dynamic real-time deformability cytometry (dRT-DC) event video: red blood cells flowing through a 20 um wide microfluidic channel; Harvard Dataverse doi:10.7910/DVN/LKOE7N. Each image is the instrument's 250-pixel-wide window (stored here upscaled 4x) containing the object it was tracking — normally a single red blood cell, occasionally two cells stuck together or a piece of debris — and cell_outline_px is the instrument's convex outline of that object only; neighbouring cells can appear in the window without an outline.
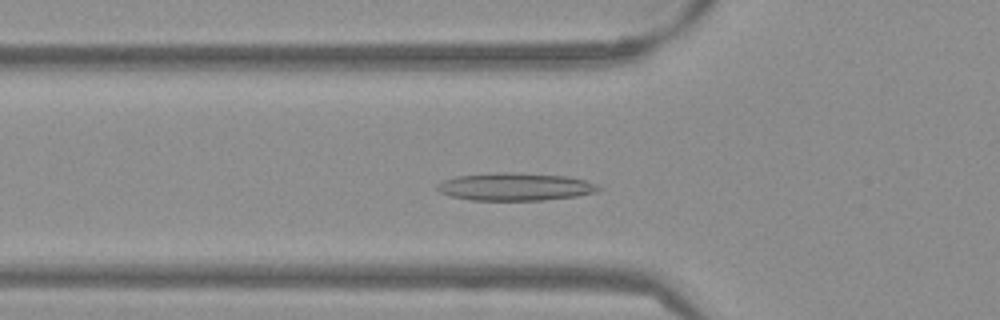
{"species": "Egyptian fruit bat (a non-hibernating species)", "species_latin": "Rousettus aegyptiacus", "temperature_condition": "warm", "stored_images_in_passage": 51, "camera_frame_rate_fps": 3000, "um_per_image_px": 0.085, "frame": {"image": 1, "passage_image": 16, "time_ms": 5.0, "image_size_px": [1000, 320], "cell_outline_px": [[604, 188], [596, 192], [576, 196], [544, 200], [472, 200], [452, 196], [440, 192], [436, 188], [436, 184], [444, 180], [456, 176], [500, 172], [512, 172], [568, 176], [584, 180], [596, 184]], "centroid_in_image_um": [43.81, 15.87], "position_along_channel_um": 82.0, "area_um2": 26.07}}
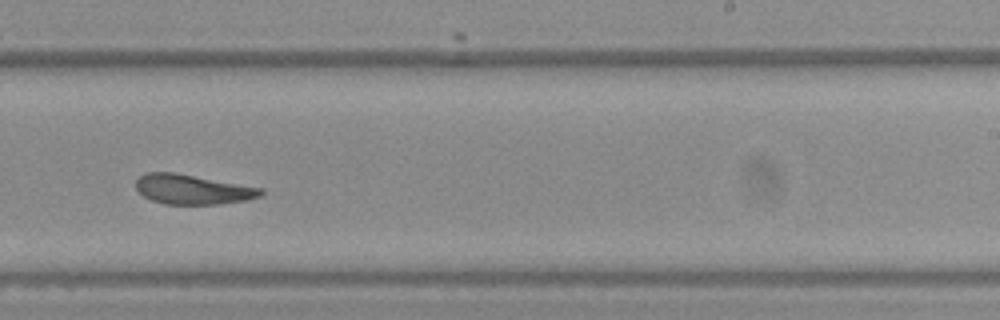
{"frame": {"image": 2, "passage_image": 31, "time_ms": 10.0, "image_size_px": [1000, 320], "cell_outline_px": [[264, 192], [260, 196], [248, 200], [220, 204], [164, 204], [152, 200], [144, 196], [136, 188], [136, 180], [144, 172], [176, 172], [264, 188]], "centroid_in_image_um": [16.39, 16.09], "position_along_channel_um": 272.6, "area_um2": 21.85}}
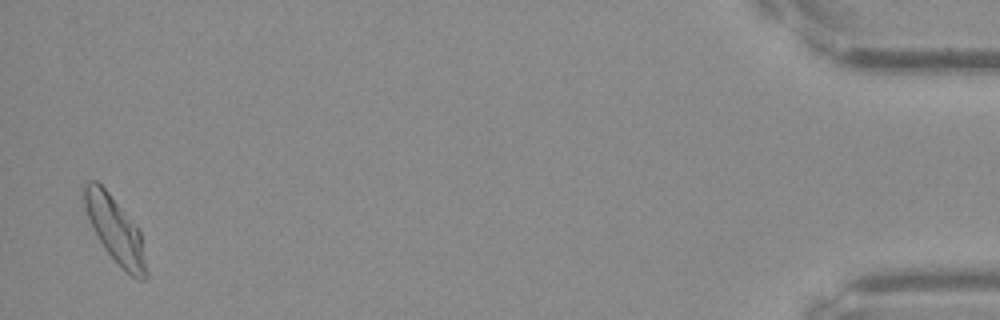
{"frame": {"image": 3, "passage_image": 50, "time_ms": 16.333, "image_size_px": [1000, 320], "cell_outline_px": [[148, 276], [144, 280], [136, 280], [104, 248], [96, 236], [92, 228], [84, 208], [80, 184], [84, 180], [96, 180], [108, 192], [140, 232], [148, 272]], "centroid_in_image_um": [9.72, 19.48], "position_along_channel_um": 425.5, "area_um2": 23.64}, "authors_computed_cell_mechanics": {"area_um2": 23.12, "velocity_mm_per_s": 3.8036, "shape_relaxation_time_tau1_ms": null, "shape_relaxation_time_tau2_ms": 2.0305, "deformation_change_tau1": null, "deformation_change_tau2": 0.0992}}